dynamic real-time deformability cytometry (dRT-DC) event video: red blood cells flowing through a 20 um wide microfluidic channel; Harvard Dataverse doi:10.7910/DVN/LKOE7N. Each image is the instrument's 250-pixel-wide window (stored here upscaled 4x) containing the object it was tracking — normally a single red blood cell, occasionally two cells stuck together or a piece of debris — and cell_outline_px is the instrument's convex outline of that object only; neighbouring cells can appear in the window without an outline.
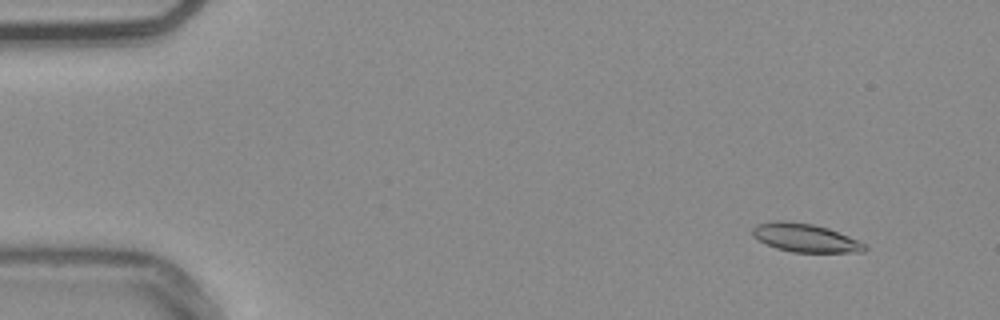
{"species": "common noctule bat (a hibernating species)", "species_latin": "Nyctalus noctula", "temperature_condition": "warm", "stored_images_in_passage": 15, "camera_frame_rate_fps": 3000, "um_per_image_px": 0.085, "animal": {"sex": "male", "body_mass_g": 20.4}, "frame": {"image": 1, "passage_image": 5, "time_ms": 1.333, "image_size_px": [1000, 320], "cell_outline_px": [[868, 248], [864, 252], [792, 252], [776, 248], [752, 236], [752, 228], [756, 224], [776, 220], [784, 220], [812, 224], [828, 228], [848, 236], [864, 244]], "centroid_in_image_um": [68.42, 20.21], "position_along_channel_um": 16.6, "area_um2": 18.44}}